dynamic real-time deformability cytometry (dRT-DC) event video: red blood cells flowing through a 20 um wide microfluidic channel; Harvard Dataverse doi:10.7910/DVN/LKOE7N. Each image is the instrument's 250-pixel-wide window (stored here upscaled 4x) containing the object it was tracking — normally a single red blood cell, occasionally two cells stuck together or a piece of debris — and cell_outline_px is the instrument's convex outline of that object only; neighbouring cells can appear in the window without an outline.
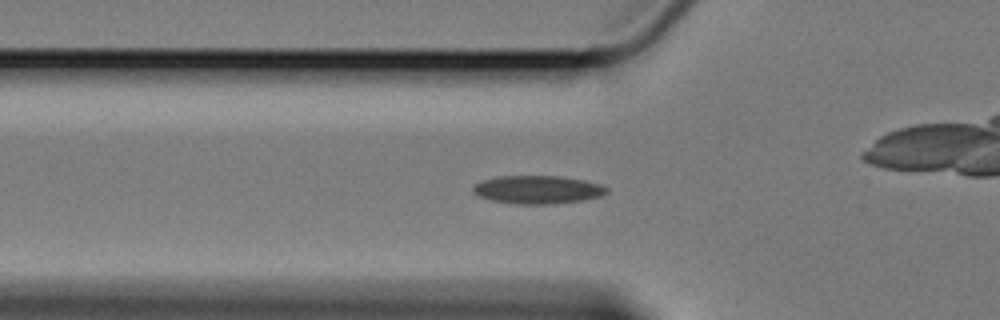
{"species": "Egyptian fruit bat (a non-hibernating species)", "species_latin": "Rousettus aegyptiacus", "temperature_condition": "cold", "stored_images_in_passage": 42, "camera_frame_rate_fps": 3000, "um_per_image_px": 0.085, "animal": {"sex": "female"}, "frame": {"image": 1, "passage_image": 2, "time_ms": 0.333, "image_size_px": [1000, 320], "cell_outline_px": [[608, 192], [600, 196], [584, 200], [552, 204], [516, 204], [492, 200], [480, 196], [472, 192], [472, 188], [480, 180], [496, 176], [560, 176], [584, 180], [600, 184], [608, 188]], "centroid_in_image_um": [45.69, 16.11], "position_along_channel_um": 80.1, "area_um2": 22.02}}
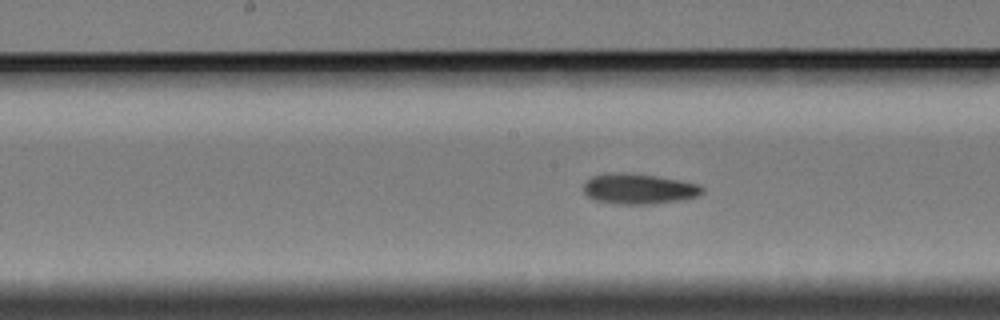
{"frame": {"image": 2, "passage_image": 12, "time_ms": 3.667, "image_size_px": [1000, 320], "cell_outline_px": [[704, 192], [700, 196], [684, 200], [652, 204], [616, 204], [596, 200], [588, 196], [584, 192], [584, 184], [592, 176], [604, 172], [628, 172], [656, 176], [680, 180], [700, 184], [704, 188]], "centroid_in_image_um": [54.34, 16.04], "position_along_channel_um": 193.9, "area_um2": 21.44}}
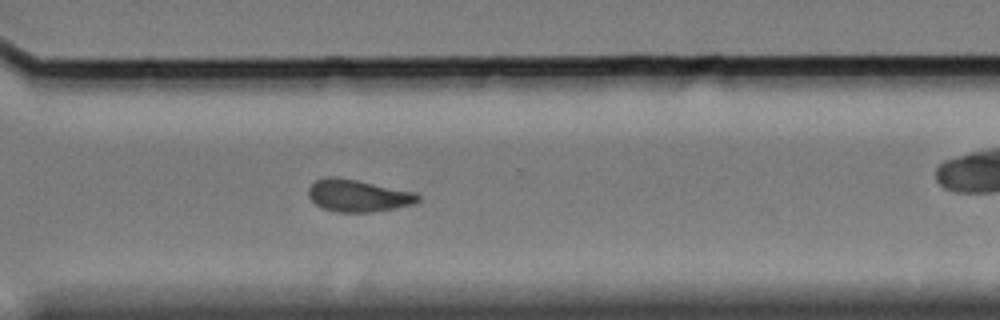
{"frame": {"image": 3, "passage_image": 25, "time_ms": 8.0, "image_size_px": [1000, 320], "cell_outline_px": [[420, 200], [412, 204], [396, 208], [372, 212], [336, 212], [320, 208], [308, 196], [308, 188], [316, 180], [328, 176], [332, 176], [356, 180], [416, 192], [420, 196]], "centroid_in_image_um": [30.42, 16.64], "position_along_channel_um": 340.2, "area_um2": 20.58}, "authors_computed_cell_mechanics": {"area_um2": 20.23, "velocity_mm_per_s": 3.3855, "shape_relaxation_time_tau1_ms": 8.9859, "shape_relaxation_time_tau2_ms": 7.5914, "deformation_change_tau1": 0.159, "deformation_change_tau2": 0.1461}}